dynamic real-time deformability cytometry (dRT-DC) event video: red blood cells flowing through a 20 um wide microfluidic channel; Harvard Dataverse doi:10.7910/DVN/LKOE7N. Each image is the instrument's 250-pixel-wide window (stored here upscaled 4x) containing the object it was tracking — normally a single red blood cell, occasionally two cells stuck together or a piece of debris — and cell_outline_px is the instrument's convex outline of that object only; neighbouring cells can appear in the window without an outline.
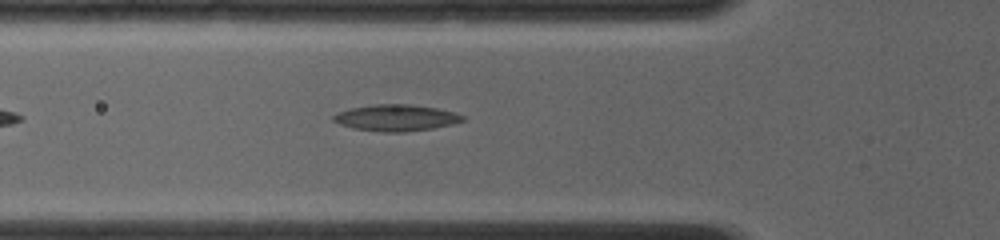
{"species": "common noctule bat (a hibernating species)", "species_latin": "Nyctalus noctula", "temperature_condition": "room temperature", "stored_images_in_passage": 39, "camera_frame_rate_fps": 4000, "um_per_image_px": 0.085, "animal": {"sex": "female", "body_mass_g": 19.0, "forearm_length_mm": 56.7}, "frame": {"image": 1, "passage_image": 4, "time_ms": 0.75, "image_size_px": [1000, 240], "cell_outline_px": [[464, 120], [452, 124], [432, 128], [404, 132], [384, 132], [352, 128], [340, 124], [332, 120], [332, 116], [340, 112], [352, 108], [376, 104], [408, 104], [436, 108], [456, 112], [464, 116]], "centroid_in_image_um": [33.68, 10.01], "position_along_channel_um": 92.1, "area_um2": 19.71}}
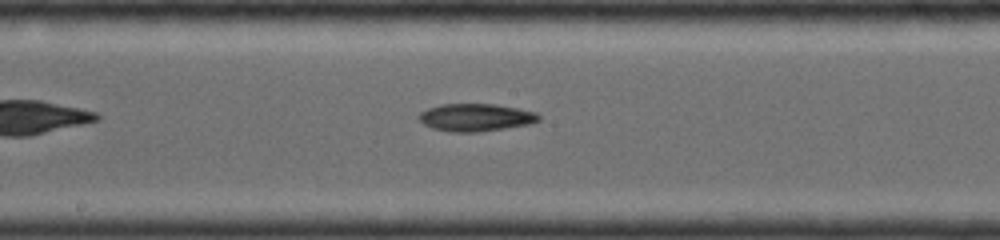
{"frame": {"image": 2, "passage_image": 15, "time_ms": 3.5, "image_size_px": [1000, 240], "cell_outline_px": [[540, 120], [528, 124], [504, 128], [476, 132], [452, 132], [432, 128], [424, 124], [416, 116], [420, 112], [428, 108], [440, 104], [496, 104], [536, 112], [540, 116]], "centroid_in_image_um": [40.4, 9.97], "position_along_channel_um": 207.8, "area_um2": 19.19}}
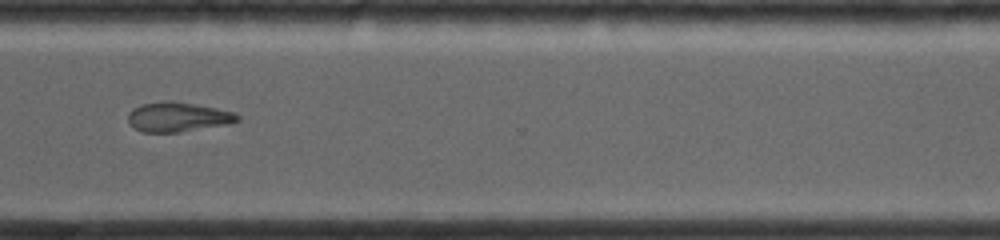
{"frame": {"image": 3, "passage_image": 29, "time_ms": 7.0, "image_size_px": [1000, 240], "cell_outline_px": [[240, 120], [228, 124], [180, 132], [140, 132], [128, 120], [128, 112], [132, 108], [140, 104], [164, 100], [172, 100], [216, 108], [236, 112], [240, 116]], "centroid_in_image_um": [15.12, 9.93], "position_along_channel_um": 355.5, "area_um2": 19.02}}